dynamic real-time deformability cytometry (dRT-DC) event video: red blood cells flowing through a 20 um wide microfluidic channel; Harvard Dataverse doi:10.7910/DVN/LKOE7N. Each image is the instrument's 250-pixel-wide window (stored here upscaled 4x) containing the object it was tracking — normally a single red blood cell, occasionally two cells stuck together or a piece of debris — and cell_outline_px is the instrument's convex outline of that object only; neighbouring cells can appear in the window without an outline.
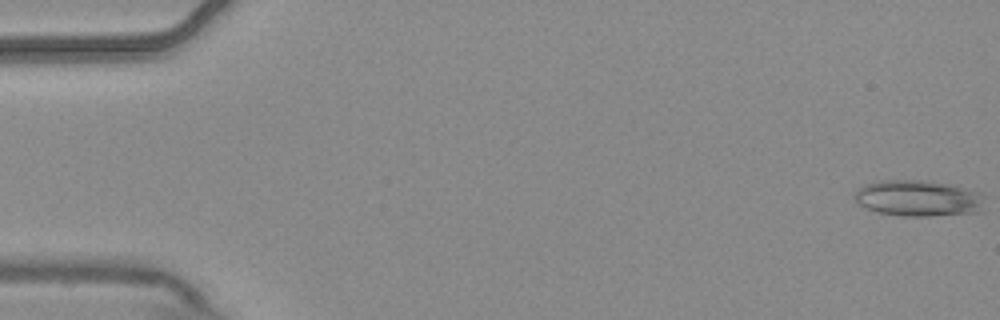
{"species": "common noctule bat (a hibernating species)", "species_latin": "Nyctalus noctula", "temperature_condition": "warm", "stored_images_in_passage": 6, "camera_frame_rate_fps": 3000, "um_per_image_px": 0.085, "animal": {"sex": "male", "body_mass_g": 20.4}, "frame": {"image": 1, "passage_image": 1, "time_ms": 0.0, "image_size_px": [1000, 320], "cell_outline_px": [[984, 212], [932, 216], [900, 216], [876, 212], [864, 208], [856, 204], [852, 196], [864, 184], [880, 180], [924, 180], [948, 184], [964, 188], [976, 192], [984, 196]], "centroid_in_image_um": [78.02, 16.87], "position_along_channel_um": 7.0, "area_um2": 27.86}}
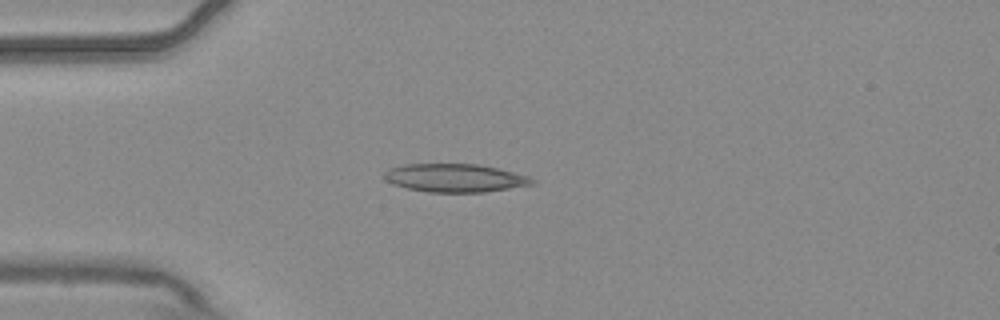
{"frame": {"image": 2, "passage_image": 5, "time_ms": 1.333, "image_size_px": [1000, 320], "cell_outline_px": [[536, 184], [484, 192], [428, 192], [408, 188], [392, 184], [384, 180], [384, 172], [388, 168], [404, 164], [480, 164], [528, 176], [536, 180]], "centroid_in_image_um": [38.65, 15.12], "position_along_channel_um": 46.4, "area_um2": 24.39}}